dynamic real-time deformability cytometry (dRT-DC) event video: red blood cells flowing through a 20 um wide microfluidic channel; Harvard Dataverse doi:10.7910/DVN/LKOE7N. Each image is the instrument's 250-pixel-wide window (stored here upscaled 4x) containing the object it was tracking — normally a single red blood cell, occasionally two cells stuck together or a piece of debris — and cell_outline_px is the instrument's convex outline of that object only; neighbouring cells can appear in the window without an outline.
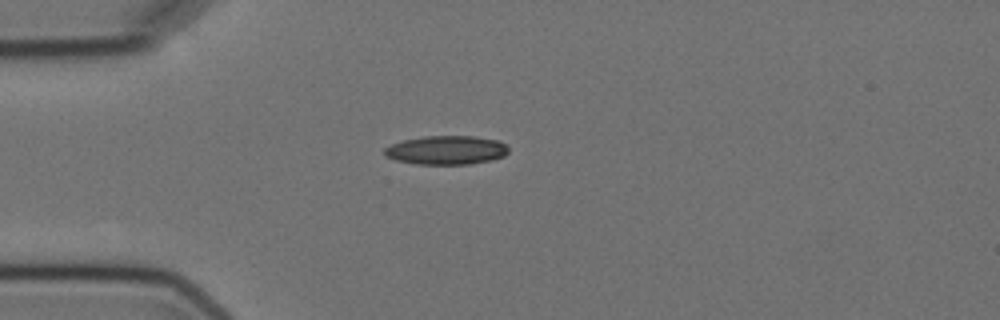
{"species": "Egyptian fruit bat (a non-hibernating species)", "species_latin": "Rousettus aegyptiacus", "temperature_condition": "cold", "stored_images_in_passage": 4, "camera_frame_rate_fps": 3000, "um_per_image_px": 0.085, "animal": {"sex": "female"}, "frame": {"image": 1, "passage_image": 1, "time_ms": 0.0, "image_size_px": [1000, 320], "cell_outline_px": [[508, 152], [504, 156], [488, 160], [468, 164], [416, 164], [396, 160], [384, 156], [384, 148], [392, 144], [404, 140], [424, 136], [476, 136], [500, 140], [508, 148]], "centroid_in_image_um": [37.93, 12.75], "position_along_channel_um": 47.1, "area_um2": 20.81}}
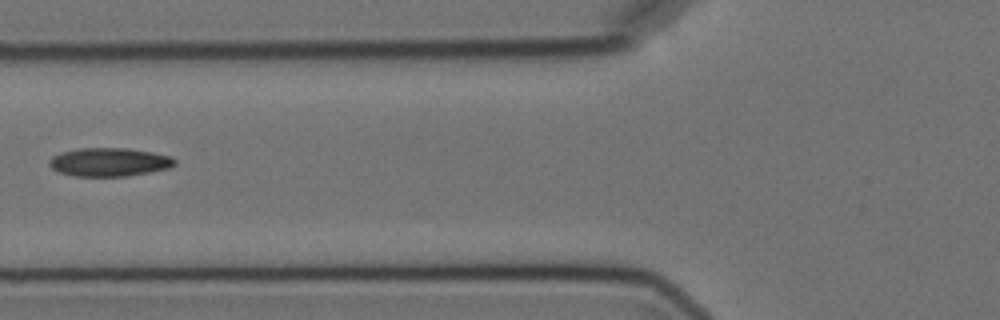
{"frame": {"image": 2, "passage_image": 3, "time_ms": 2.333, "image_size_px": [1000, 320], "cell_outline_px": [[176, 164], [168, 168], [128, 176], [76, 176], [60, 172], [52, 168], [48, 164], [48, 160], [52, 156], [60, 152], [76, 148], [128, 148], [152, 152], [172, 156], [176, 160]], "centroid_in_image_um": [9.27, 13.76], "position_along_channel_um": 116.5, "area_um2": 20.92}}
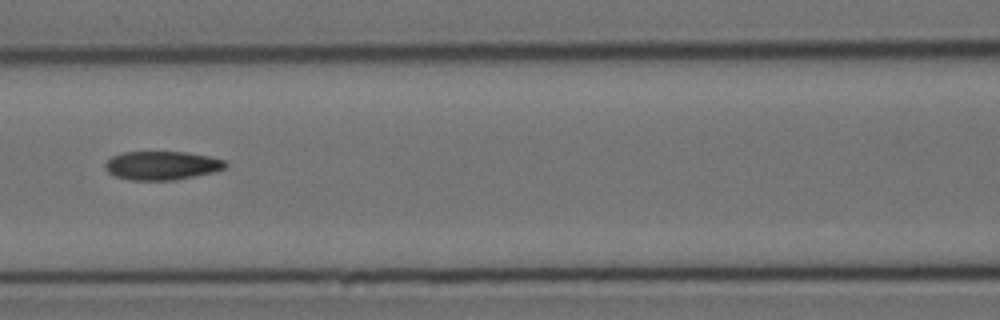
{"frame": {"image": 3, "passage_image": 4, "time_ms": 3.333, "image_size_px": [1000, 320], "cell_outline_px": [[228, 164], [224, 168], [212, 172], [172, 180], [132, 180], [116, 176], [108, 172], [104, 168], [104, 164], [112, 156], [124, 152], [188, 152], [208, 156], [224, 160]], "centroid_in_image_um": [13.73, 14.06], "position_along_channel_um": 152.9, "area_um2": 19.88}}